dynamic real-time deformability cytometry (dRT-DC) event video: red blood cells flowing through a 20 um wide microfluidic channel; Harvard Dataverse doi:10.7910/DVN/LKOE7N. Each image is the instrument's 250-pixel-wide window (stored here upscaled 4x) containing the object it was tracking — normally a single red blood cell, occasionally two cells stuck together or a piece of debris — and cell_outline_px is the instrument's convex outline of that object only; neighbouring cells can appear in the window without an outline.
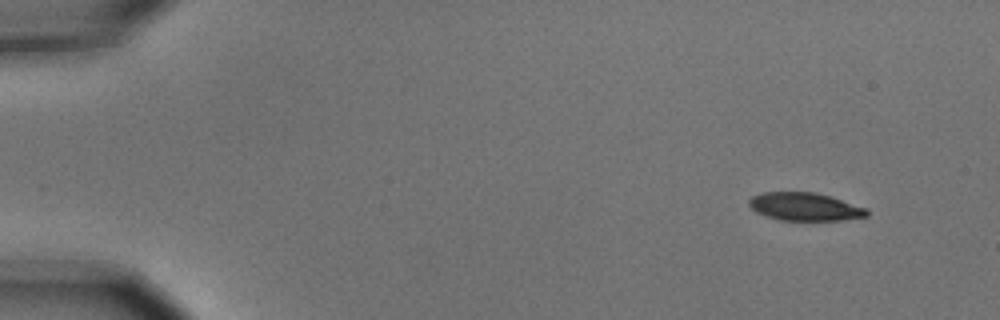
{"species": "common noctule bat (a hibernating species)", "species_latin": "Nyctalus noctula", "temperature_condition": "cold", "stored_images_in_passage": 5, "camera_frame_rate_fps": 3000, "um_per_image_px": 0.085, "animal": {"sex": "male", "body_mass_g": 15.6}, "frame": {"image": 1, "passage_image": 1, "time_ms": 0.0, "image_size_px": [1000, 320], "cell_outline_px": [[868, 216], [844, 220], [780, 220], [756, 212], [748, 204], [748, 200], [752, 196], [760, 192], [816, 192], [832, 196], [868, 208]], "centroid_in_image_um": [68.44, 17.56], "position_along_channel_um": 16.6, "area_um2": 19.42}}
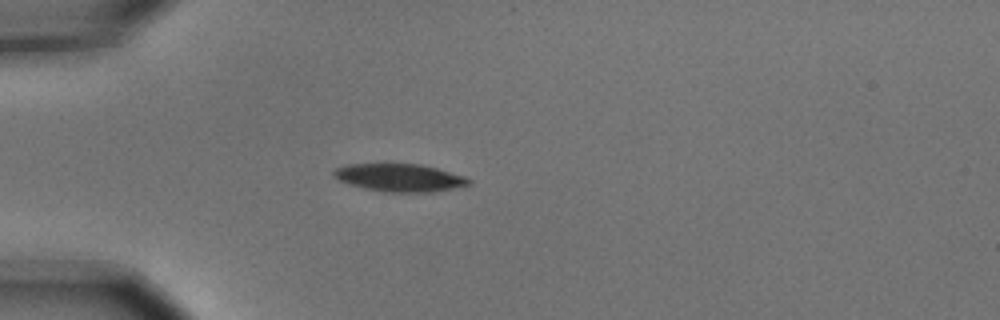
{"frame": {"image": 2, "passage_image": 4, "time_ms": 1.0, "image_size_px": [1000, 320], "cell_outline_px": [[472, 184], [432, 192], [388, 192], [364, 188], [340, 180], [332, 176], [332, 172], [336, 168], [344, 164], [384, 160], [420, 164], [468, 176], [472, 180]], "centroid_in_image_um": [33.94, 15.03], "position_along_channel_um": 51.1, "area_um2": 22.95}}